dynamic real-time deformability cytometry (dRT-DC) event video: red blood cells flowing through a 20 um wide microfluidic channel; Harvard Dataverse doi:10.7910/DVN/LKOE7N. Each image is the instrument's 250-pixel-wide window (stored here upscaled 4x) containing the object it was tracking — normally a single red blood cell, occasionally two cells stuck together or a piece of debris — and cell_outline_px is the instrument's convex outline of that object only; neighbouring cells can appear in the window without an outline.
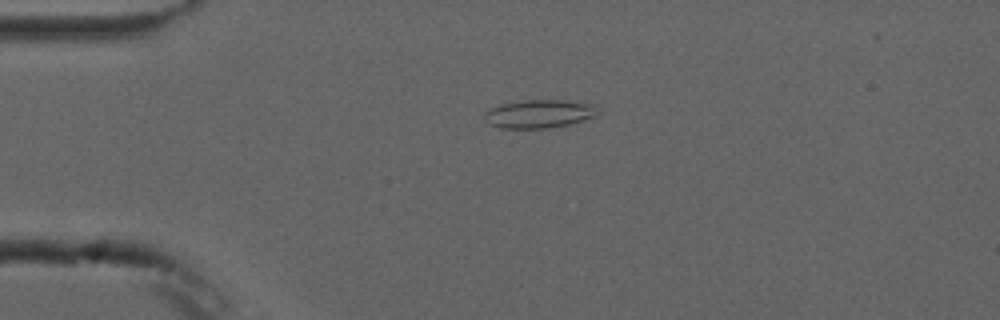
{"species": "common noctule bat (a hibernating species)", "species_latin": "Nyctalus noctula", "temperature_condition": "cold", "stored_images_in_passage": 6, "camera_frame_rate_fps": 3000, "um_per_image_px": 0.085, "animal": {"sex": "male", "forearm_length_mm": 52.5}, "frame": {"image": 1, "passage_image": 4, "time_ms": 3.333, "image_size_px": [1000, 320], "cell_outline_px": [[600, 112], [596, 116], [568, 124], [548, 128], [500, 128], [488, 124], [484, 120], [484, 112], [492, 108], [504, 104], [524, 100], [564, 100], [592, 104]], "centroid_in_image_um": [45.81, 9.68], "position_along_channel_um": 39.2, "area_um2": 18.55}}